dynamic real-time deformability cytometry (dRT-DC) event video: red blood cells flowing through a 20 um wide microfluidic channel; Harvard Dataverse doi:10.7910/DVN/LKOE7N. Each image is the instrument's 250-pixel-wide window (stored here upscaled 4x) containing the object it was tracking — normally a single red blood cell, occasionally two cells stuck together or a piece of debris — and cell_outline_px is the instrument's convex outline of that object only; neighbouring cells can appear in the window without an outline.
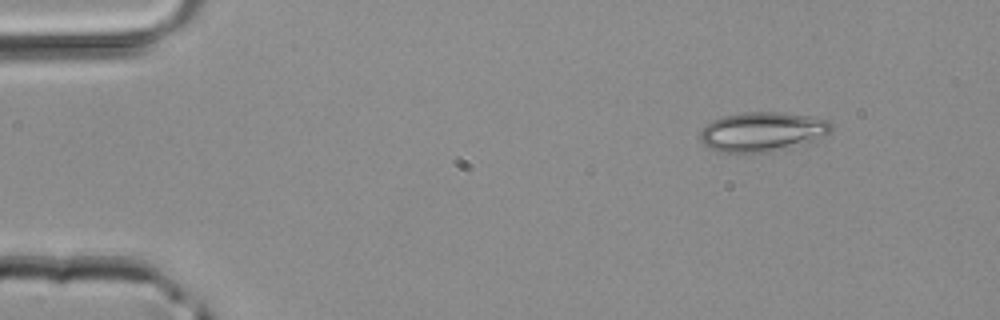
{"species": "common noctule bat (a hibernating species)", "species_latin": "Nyctalus noctula", "temperature_condition": "room temperature", "stored_images_in_passage": 3, "camera_frame_rate_fps": 3000, "um_per_image_px": 0.085, "animal": {"sex": "male", "body_mass_g": 20.4}, "frame": {"image": 1, "passage_image": 1, "time_ms": 0.0, "image_size_px": [1000, 320], "cell_outline_px": [[832, 132], [824, 136], [812, 140], [772, 152], [720, 152], [708, 148], [700, 140], [700, 132], [712, 120], [724, 116], [744, 112], [780, 112], [812, 116], [828, 120], [832, 124]], "centroid_in_image_um": [64.8, 11.19], "position_along_channel_um": 20.2, "area_um2": 30.06}}